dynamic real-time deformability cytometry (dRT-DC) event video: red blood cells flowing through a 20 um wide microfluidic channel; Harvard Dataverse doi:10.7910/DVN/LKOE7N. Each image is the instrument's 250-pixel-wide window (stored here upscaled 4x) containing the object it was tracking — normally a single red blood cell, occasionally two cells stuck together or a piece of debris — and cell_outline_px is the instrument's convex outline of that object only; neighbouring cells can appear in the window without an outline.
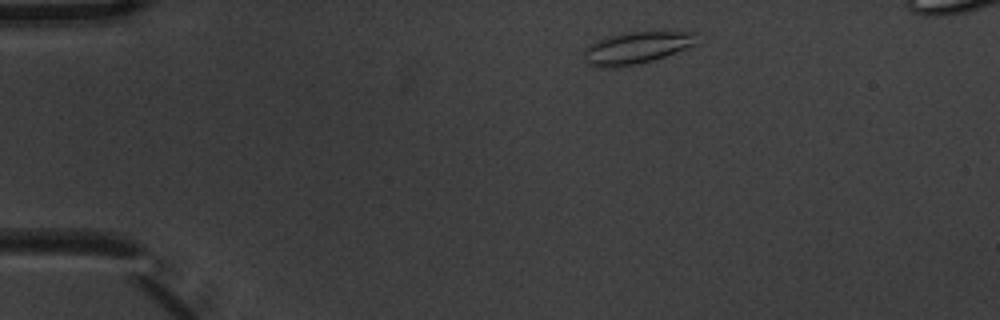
{"species": "common noctule bat (a hibernating species)", "species_latin": "Nyctalus noctula", "temperature_condition": "warm", "stored_images_in_passage": 2, "camera_frame_rate_fps": 3000, "um_per_image_px": 0.085, "animal": {"sex": "male", "body_mass_g": 20.1, "forearm_length_mm": 53.5}, "frame": {"image": 1, "passage_image": 1, "time_ms": 0.0, "image_size_px": [1000, 320], "cell_outline_px": [[696, 44], [664, 56], [652, 60], [636, 64], [600, 68], [596, 68], [588, 64], [584, 60], [584, 48], [588, 44], [596, 40], [608, 36], [624, 32], [696, 32]], "centroid_in_image_um": [54.02, 4.06], "position_along_channel_um": 31.0, "area_um2": 20.87}}